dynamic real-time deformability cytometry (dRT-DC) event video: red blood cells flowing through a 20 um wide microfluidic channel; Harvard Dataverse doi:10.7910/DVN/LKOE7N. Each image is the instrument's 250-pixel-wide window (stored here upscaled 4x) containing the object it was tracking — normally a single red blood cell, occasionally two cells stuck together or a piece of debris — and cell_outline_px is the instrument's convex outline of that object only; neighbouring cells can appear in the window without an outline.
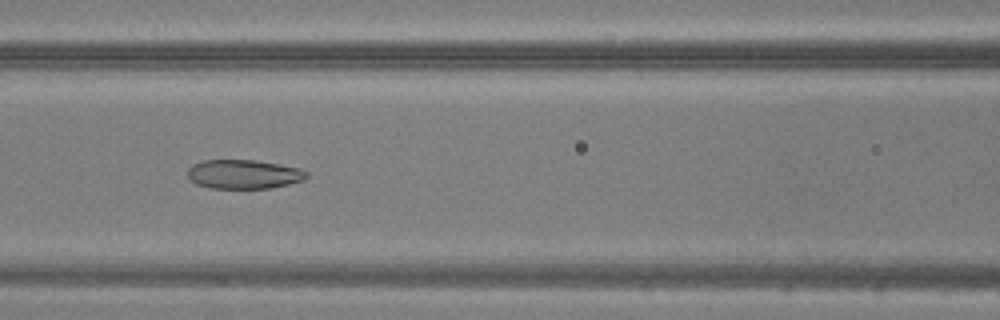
{"species": "common noctule bat (a hibernating species)", "species_latin": "Nyctalus noctula", "temperature_condition": "warm", "stored_images_in_passage": 48, "camera_frame_rate_fps": 3000, "um_per_image_px": 0.085, "animal": {"sex": "male", "body_mass_g": 20.5, "forearm_length_mm": 52.5}, "frame": {"image": 1, "passage_image": 22, "time_ms": 7.0, "image_size_px": [1000, 320], "cell_outline_px": [[308, 176], [304, 180], [288, 184], [268, 188], [208, 188], [196, 184], [188, 176], [188, 168], [192, 164], [204, 160], [256, 160], [280, 164], [300, 168], [308, 172]], "centroid_in_image_um": [20.72, 14.8], "position_along_channel_um": 145.9, "area_um2": 20.23}}
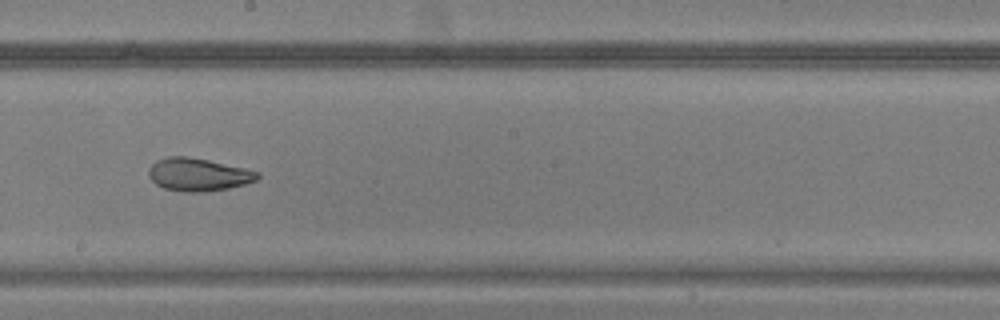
{"frame": {"image": 2, "passage_image": 28, "time_ms": 9.0, "image_size_px": [1000, 320], "cell_outline_px": [[260, 176], [256, 180], [244, 184], [228, 188], [204, 192], [188, 192], [164, 188], [156, 184], [148, 176], [148, 168], [156, 160], [168, 156], [188, 156], [208, 160], [244, 168], [260, 172]], "centroid_in_image_um": [16.83, 14.83], "position_along_channel_um": 231.4, "area_um2": 20.81}}
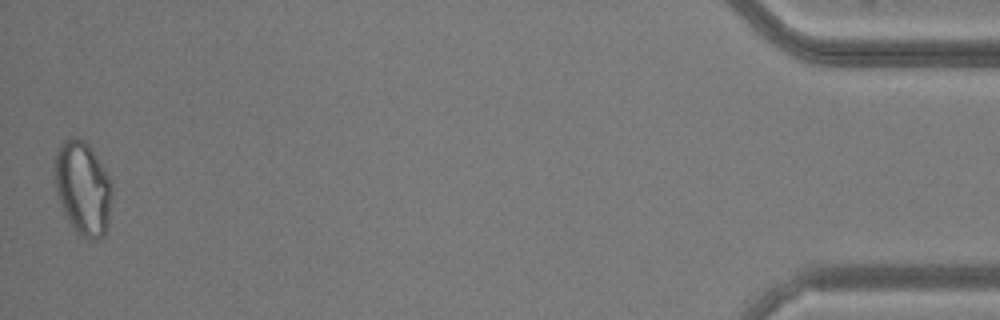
{"frame": {"image": 3, "passage_image": 48, "time_ms": 15.667, "image_size_px": [1000, 320], "cell_outline_px": [[112, 196], [108, 224], [104, 236], [96, 240], [88, 240], [76, 232], [68, 220], [64, 212], [56, 192], [56, 152], [60, 140], [72, 136], [76, 136], [84, 140], [88, 144], [104, 168], [112, 184]], "centroid_in_image_um": [7.06, 15.98], "position_along_channel_um": 428.1, "area_um2": 31.39}}